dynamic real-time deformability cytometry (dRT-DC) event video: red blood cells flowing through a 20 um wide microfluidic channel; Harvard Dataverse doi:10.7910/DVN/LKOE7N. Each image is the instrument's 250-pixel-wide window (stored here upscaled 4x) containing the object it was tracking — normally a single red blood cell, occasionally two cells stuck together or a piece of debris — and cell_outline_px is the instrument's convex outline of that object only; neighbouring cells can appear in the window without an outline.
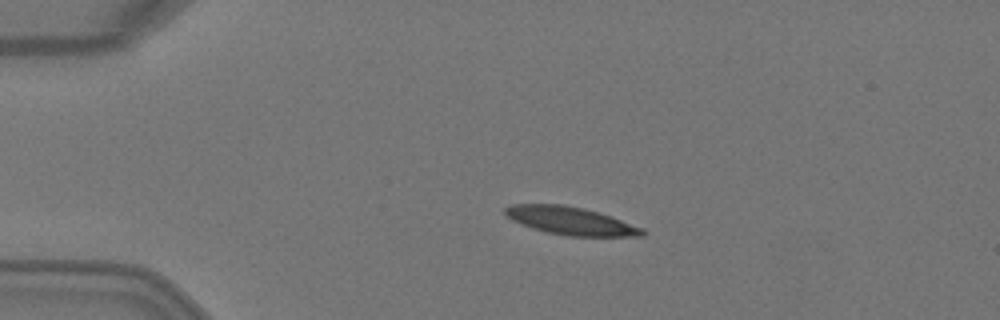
{"species": "Egyptian fruit bat (a non-hibernating species)", "species_latin": "Rousettus aegyptiacus", "temperature_condition": "warm", "stored_images_in_passage": 3, "camera_frame_rate_fps": 3000, "um_per_image_px": 0.085, "animal": {"sex": "female"}, "frame": {"image": 1, "passage_image": 2, "time_ms": 0.333, "image_size_px": [1000, 320], "cell_outline_px": [[644, 236], [568, 236], [544, 232], [520, 224], [504, 216], [504, 208], [512, 204], [564, 204], [584, 208], [644, 228]], "centroid_in_image_um": [48.43, 18.77], "position_along_channel_um": 36.6, "area_um2": 22.31}}